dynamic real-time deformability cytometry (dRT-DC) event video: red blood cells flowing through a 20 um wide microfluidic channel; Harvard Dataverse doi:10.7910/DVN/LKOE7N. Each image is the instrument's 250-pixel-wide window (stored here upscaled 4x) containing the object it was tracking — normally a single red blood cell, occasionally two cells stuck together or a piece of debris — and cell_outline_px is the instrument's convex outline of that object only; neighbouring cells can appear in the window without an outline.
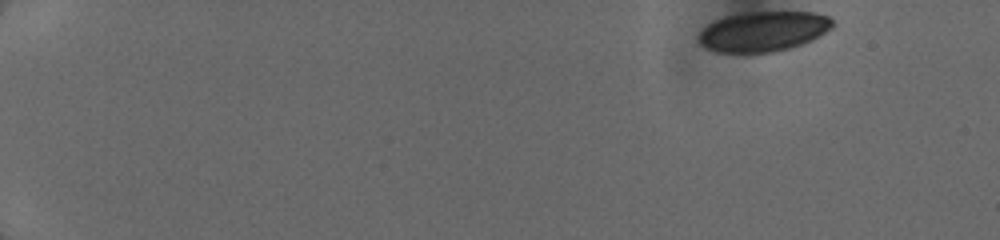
{"species": "human", "species_latin": "Homo sapiens", "temperature_condition": "cold", "stored_images_in_passage": 19, "camera_frame_rate_fps": 3000, "um_per_image_px": 0.085, "donor": {"sex": "female"}, "frame": {"image": 1, "passage_image": 1, "time_ms": 0.0, "image_size_px": [1000, 240], "cell_outline_px": [[832, 28], [812, 40], [788, 48], [772, 52], [716, 52], [700, 44], [700, 32], [708, 24], [716, 20], [728, 16], [752, 12], [812, 12], [828, 16], [832, 20]], "centroid_in_image_um": [64.9, 2.67], "position_along_channel_um": 20.1, "area_um2": 30.69}}
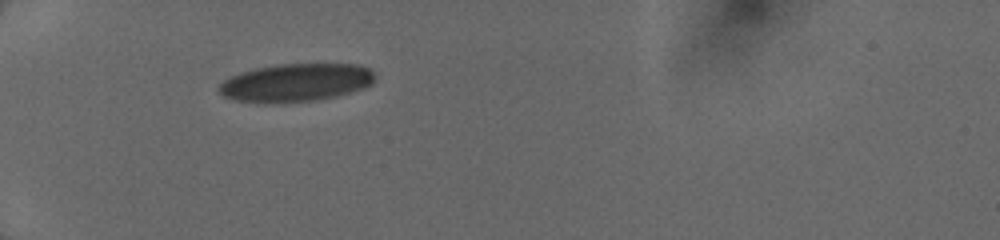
{"frame": {"image": 2, "passage_image": 17, "time_ms": 4.333, "image_size_px": [1000, 240], "cell_outline_px": [[376, 76], [372, 84], [364, 88], [352, 92], [336, 96], [316, 100], [236, 100], [224, 96], [220, 92], [220, 84], [224, 80], [240, 72], [256, 68], [276, 64], [360, 64], [368, 68]], "centroid_in_image_um": [25.24, 6.97], "position_along_channel_um": 59.8, "area_um2": 33.52}}